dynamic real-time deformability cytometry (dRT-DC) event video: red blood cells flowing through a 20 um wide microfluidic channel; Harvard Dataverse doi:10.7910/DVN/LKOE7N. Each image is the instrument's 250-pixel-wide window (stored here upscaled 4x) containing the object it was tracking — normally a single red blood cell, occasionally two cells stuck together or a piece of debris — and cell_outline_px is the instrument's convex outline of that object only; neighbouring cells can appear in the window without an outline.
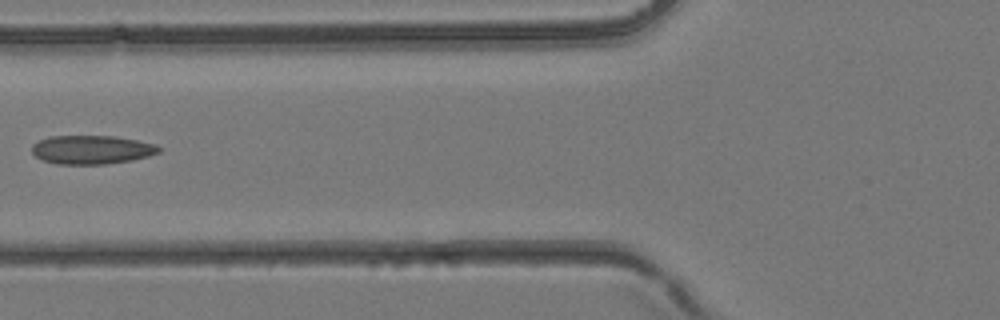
{"species": "common noctule bat (a hibernating species)", "species_latin": "Nyctalus noctula", "temperature_condition": "room temperature", "stored_images_in_passage": 4, "camera_frame_rate_fps": 3000, "um_per_image_px": 0.085, "animal": {"sex": "female", "body_mass_g": 24.6, "forearm_length_mm": 56.2}, "frame": {"image": 1, "passage_image": 4, "time_ms": 1.0, "image_size_px": [1000, 320], "cell_outline_px": [[164, 148], [160, 152], [148, 156], [132, 160], [104, 164], [56, 164], [44, 160], [36, 156], [32, 152], [32, 144], [48, 136], [116, 136], [156, 144]], "centroid_in_image_um": [7.83, 12.72], "position_along_channel_um": 118.0, "area_um2": 21.33}}